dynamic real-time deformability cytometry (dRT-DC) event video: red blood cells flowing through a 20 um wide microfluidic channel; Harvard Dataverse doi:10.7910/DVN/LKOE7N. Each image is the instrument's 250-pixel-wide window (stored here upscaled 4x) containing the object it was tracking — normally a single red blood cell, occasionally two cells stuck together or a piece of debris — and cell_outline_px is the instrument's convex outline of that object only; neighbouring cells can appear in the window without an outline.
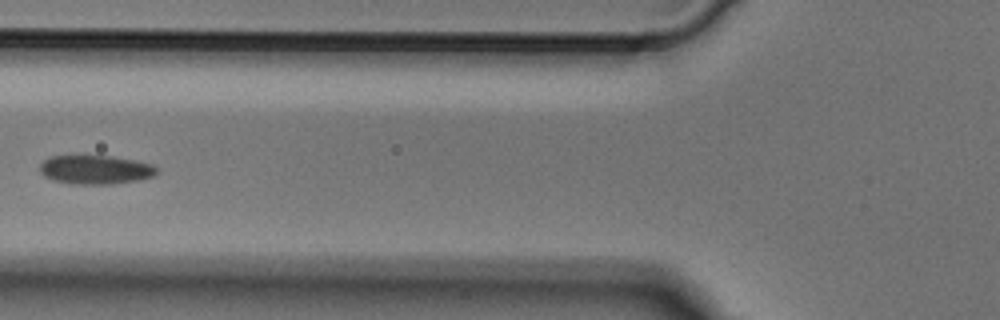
{"species": "Egyptian fruit bat (a non-hibernating species)", "species_latin": "Rousettus aegyptiacus", "temperature_condition": "cold", "stored_images_in_passage": 5, "camera_frame_rate_fps": 3000, "um_per_image_px": 0.085, "animal": {"sex": "male"}, "frame": {"image": 1, "passage_image": 5, "time_ms": 1.333, "image_size_px": [1000, 320], "cell_outline_px": [[156, 172], [152, 176], [140, 180], [112, 184], [72, 184], [52, 180], [44, 176], [40, 172], [40, 164], [48, 156], [112, 156], [152, 164], [156, 168]], "centroid_in_image_um": [8.07, 14.43], "position_along_channel_um": 117.7, "area_um2": 19.65}}